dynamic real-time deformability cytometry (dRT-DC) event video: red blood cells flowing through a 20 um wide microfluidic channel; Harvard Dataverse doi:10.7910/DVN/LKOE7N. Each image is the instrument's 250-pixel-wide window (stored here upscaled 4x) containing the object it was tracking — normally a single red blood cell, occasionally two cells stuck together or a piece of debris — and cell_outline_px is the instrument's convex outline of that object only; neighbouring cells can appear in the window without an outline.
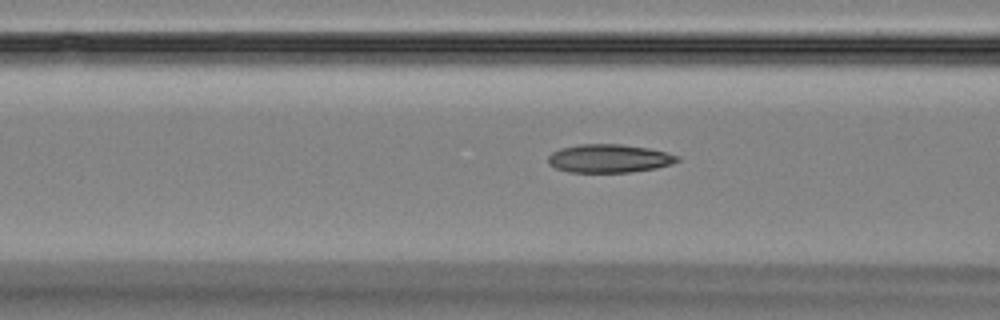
{"species": "Egyptian fruit bat (a non-hibernating species)", "species_latin": "Rousettus aegyptiacus", "temperature_condition": "room temperature", "stored_images_in_passage": 39, "camera_frame_rate_fps": 3000, "um_per_image_px": 0.085, "animal": {"sex": "female"}, "frame": {"image": 1, "passage_image": 15, "time_ms": 4.667, "image_size_px": [1000, 320], "cell_outline_px": [[680, 160], [672, 164], [656, 168], [628, 172], [568, 172], [556, 168], [548, 164], [548, 156], [552, 152], [560, 148], [580, 144], [620, 144], [648, 148], [680, 156]], "centroid_in_image_um": [51.76, 13.47], "position_along_channel_um": 114.8, "area_um2": 21.33}}
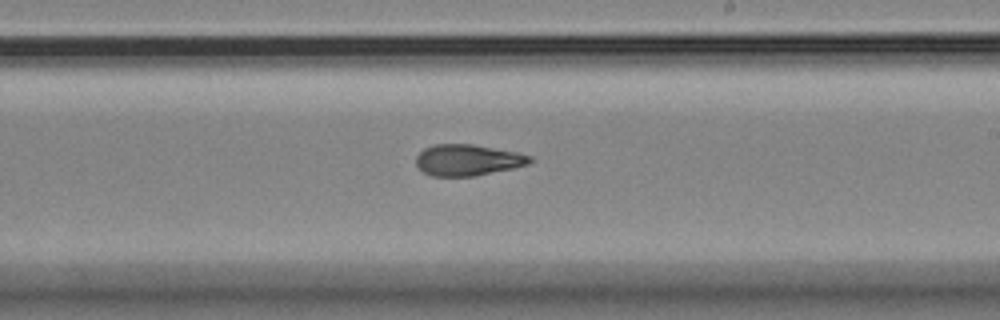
{"frame": {"image": 2, "passage_image": 26, "time_ms": 8.333, "image_size_px": [1000, 320], "cell_outline_px": [[532, 160], [528, 164], [512, 168], [472, 176], [432, 176], [424, 172], [416, 164], [416, 156], [424, 148], [432, 144], [472, 144], [520, 152], [532, 156]], "centroid_in_image_um": [39.75, 13.58], "position_along_channel_um": 249.2, "area_um2": 20.69}}
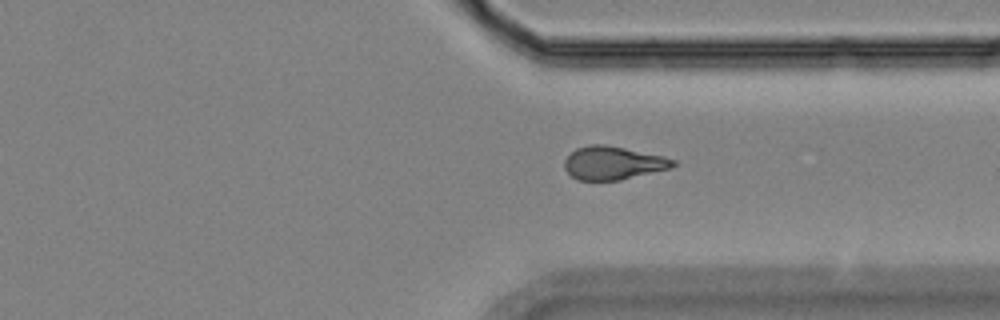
{"frame": {"image": 3, "passage_image": 35, "time_ms": 11.333, "image_size_px": [1000, 320], "cell_outline_px": [[676, 164], [672, 168], [620, 180], [576, 180], [564, 168], [564, 160], [576, 148], [588, 144], [604, 144], [664, 156], [676, 160]], "centroid_in_image_um": [52.12, 13.85], "position_along_channel_um": 359.3, "area_um2": 21.1}}